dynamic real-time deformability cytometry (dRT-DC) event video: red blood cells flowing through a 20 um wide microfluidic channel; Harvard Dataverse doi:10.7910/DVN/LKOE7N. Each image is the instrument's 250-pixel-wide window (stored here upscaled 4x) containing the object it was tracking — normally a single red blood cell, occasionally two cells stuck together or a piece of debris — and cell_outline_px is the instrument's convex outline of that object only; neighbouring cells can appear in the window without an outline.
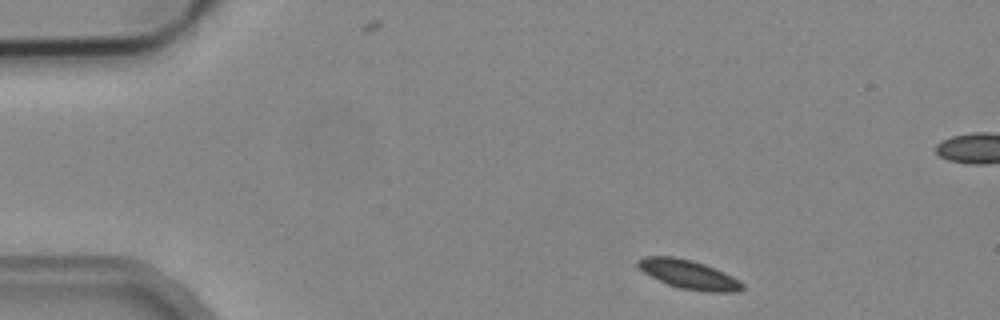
{"species": "common noctule bat (a hibernating species)", "species_latin": "Nyctalus noctula", "temperature_condition": "cold", "stored_images_in_passage": 4, "camera_frame_rate_fps": 3000, "um_per_image_px": 0.085, "animal": {"sex": "male", "body_mass_g": 19.2, "forearm_length_mm": 51.8}, "frame": {"image": 1, "passage_image": 1, "time_ms": 0.0, "image_size_px": [1000, 320], "cell_outline_px": [[744, 288], [740, 292], [704, 292], [680, 288], [668, 284], [644, 272], [636, 264], [636, 260], [644, 256], [672, 256], [692, 260], [704, 264], [724, 272], [740, 280], [744, 284]], "centroid_in_image_um": [58.58, 23.33], "position_along_channel_um": 26.4, "area_um2": 17.63}}